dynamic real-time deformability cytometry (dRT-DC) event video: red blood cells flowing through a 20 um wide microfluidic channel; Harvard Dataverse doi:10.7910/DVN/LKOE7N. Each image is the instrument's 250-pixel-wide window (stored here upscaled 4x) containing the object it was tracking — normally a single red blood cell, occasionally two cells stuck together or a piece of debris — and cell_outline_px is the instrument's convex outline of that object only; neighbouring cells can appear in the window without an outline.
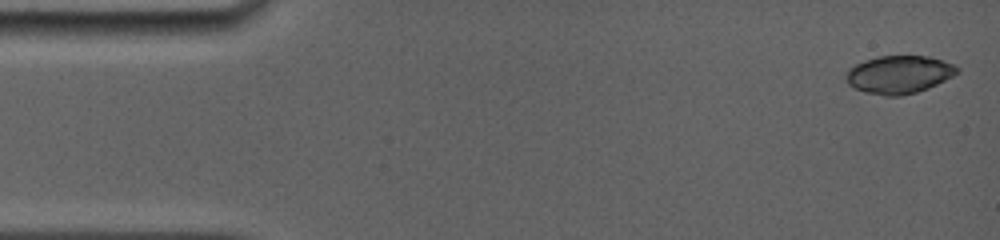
{"species": "common noctule bat (a hibernating species)", "species_latin": "Nyctalus noctula", "temperature_condition": "room temperature", "stored_images_in_passage": 10, "camera_frame_rate_fps": 5000, "um_per_image_px": 0.085, "animal": {"sex": "female", "body_mass_g": 19.0, "forearm_length_mm": 56.7}, "frame": {"image": 1, "passage_image": 1, "time_ms": 0.0, "image_size_px": [1000, 240], "cell_outline_px": [[960, 72], [928, 88], [916, 92], [900, 96], [884, 96], [864, 92], [848, 84], [844, 76], [848, 68], [864, 60], [880, 56], [928, 56], [956, 64], [960, 68]], "centroid_in_image_um": [76.41, 6.33], "position_along_channel_um": 8.6, "area_um2": 24.68}}
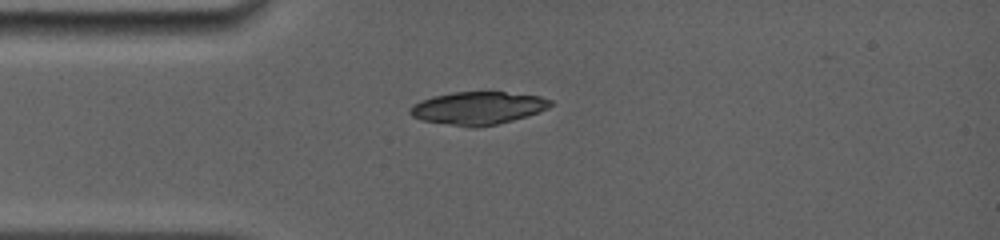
{"frame": {"image": 2, "passage_image": 9, "time_ms": 3.6, "image_size_px": [1000, 240], "cell_outline_px": [[556, 104], [540, 112], [528, 116], [496, 124], [476, 128], [468, 128], [420, 120], [412, 116], [408, 112], [408, 108], [420, 100], [432, 96], [452, 92], [504, 92], [540, 96], [552, 100]], "centroid_in_image_um": [40.62, 9.19], "position_along_channel_um": 44.4, "area_um2": 27.28}}